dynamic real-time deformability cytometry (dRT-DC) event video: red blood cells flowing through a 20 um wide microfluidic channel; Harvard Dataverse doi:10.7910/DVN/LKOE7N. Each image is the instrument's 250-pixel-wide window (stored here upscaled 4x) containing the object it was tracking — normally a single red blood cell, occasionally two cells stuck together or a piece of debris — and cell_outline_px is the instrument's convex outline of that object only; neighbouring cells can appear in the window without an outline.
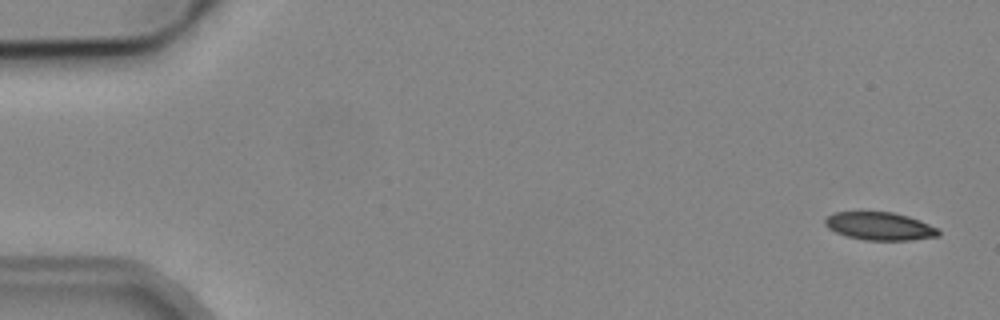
{"species": "common noctule bat (a hibernating species)", "species_latin": "Nyctalus noctula", "temperature_condition": "cold", "stored_images_in_passage": 5, "camera_frame_rate_fps": 3000, "um_per_image_px": 0.085, "animal": {"sex": "male", "body_mass_g": 19.2, "forearm_length_mm": 51.8}, "frame": {"image": 1, "passage_image": 1, "time_ms": 0.0, "image_size_px": [1000, 320], "cell_outline_px": [[940, 236], [912, 240], [864, 240], [848, 236], [836, 232], [828, 228], [824, 224], [824, 220], [828, 216], [836, 212], [892, 212], [908, 216], [920, 220], [940, 228]], "centroid_in_image_um": [74.83, 19.23], "position_along_channel_um": 10.2, "area_um2": 18.55}}
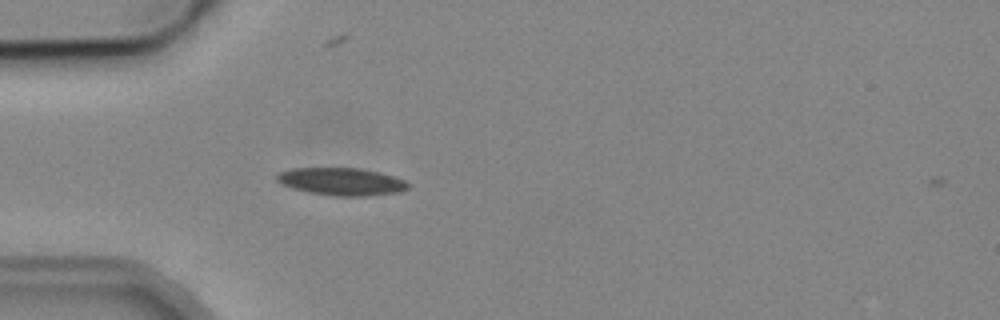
{"frame": {"image": 2, "passage_image": 5, "time_ms": 4.667, "image_size_px": [1000, 320], "cell_outline_px": [[408, 188], [400, 192], [368, 196], [336, 196], [308, 192], [292, 188], [280, 184], [276, 180], [276, 176], [280, 172], [292, 168], [360, 168], [380, 172], [404, 180], [408, 184]], "centroid_in_image_um": [29.01, 15.43], "position_along_channel_um": 56.0, "area_um2": 21.1}}